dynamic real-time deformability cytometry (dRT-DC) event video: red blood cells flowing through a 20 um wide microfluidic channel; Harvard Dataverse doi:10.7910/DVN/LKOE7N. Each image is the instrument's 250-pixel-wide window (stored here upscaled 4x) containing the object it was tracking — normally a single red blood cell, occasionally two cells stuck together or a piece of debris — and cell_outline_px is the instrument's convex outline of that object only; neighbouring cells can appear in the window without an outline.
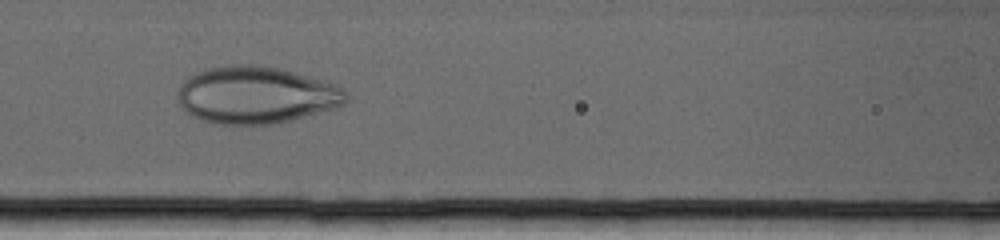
{"species": "human", "species_latin": "Homo sapiens", "temperature_condition": "cold", "stored_images_in_passage": 70, "camera_frame_rate_fps": 3000, "um_per_image_px": 0.085, "donor": {"sex": "female"}, "frame": {"image": 1, "passage_image": 30, "time_ms": 9.667, "image_size_px": [1000, 240], "cell_outline_px": [[348, 100], [344, 104], [336, 108], [276, 124], [216, 124], [192, 116], [180, 104], [176, 96], [176, 92], [180, 84], [192, 72], [208, 68], [232, 64], [256, 64], [280, 68], [328, 80], [344, 88], [348, 96]], "centroid_in_image_um": [21.79, 8.06], "position_along_channel_um": 144.8, "area_um2": 56.93}}
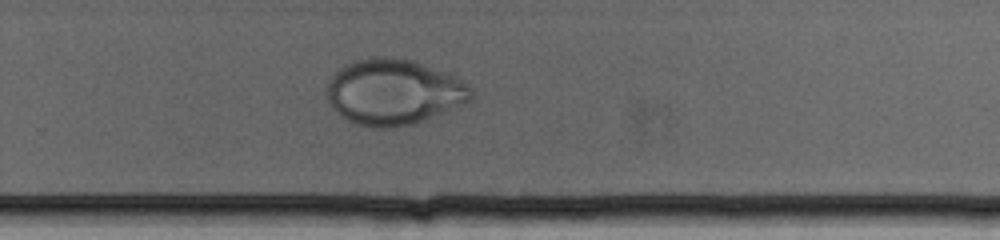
{"frame": {"image": 2, "passage_image": 46, "time_ms": 15.0, "image_size_px": [1000, 240], "cell_outline_px": [[472, 96], [468, 100], [460, 104], [424, 120], [392, 128], [376, 128], [356, 124], [340, 116], [332, 108], [328, 100], [328, 80], [344, 64], [352, 60], [372, 56], [392, 56], [412, 60], [452, 76], [468, 84], [472, 88]], "centroid_in_image_um": [33.39, 7.8], "position_along_channel_um": 296.4, "area_um2": 54.74}}
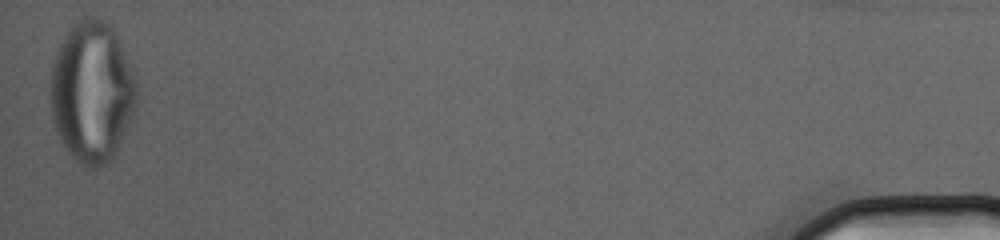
{"frame": {"image": 3, "passage_image": 69, "time_ms": 22.667, "image_size_px": [1000, 240], "cell_outline_px": [[136, 108], [116, 152], [112, 160], [96, 168], [88, 168], [80, 164], [64, 148], [56, 132], [52, 116], [52, 60], [60, 44], [68, 32], [80, 20], [88, 16], [96, 16], [104, 20], [116, 32], [120, 40], [136, 76]], "centroid_in_image_um": [7.85, 7.83], "position_along_channel_um": 427.4, "area_um2": 70.81}}